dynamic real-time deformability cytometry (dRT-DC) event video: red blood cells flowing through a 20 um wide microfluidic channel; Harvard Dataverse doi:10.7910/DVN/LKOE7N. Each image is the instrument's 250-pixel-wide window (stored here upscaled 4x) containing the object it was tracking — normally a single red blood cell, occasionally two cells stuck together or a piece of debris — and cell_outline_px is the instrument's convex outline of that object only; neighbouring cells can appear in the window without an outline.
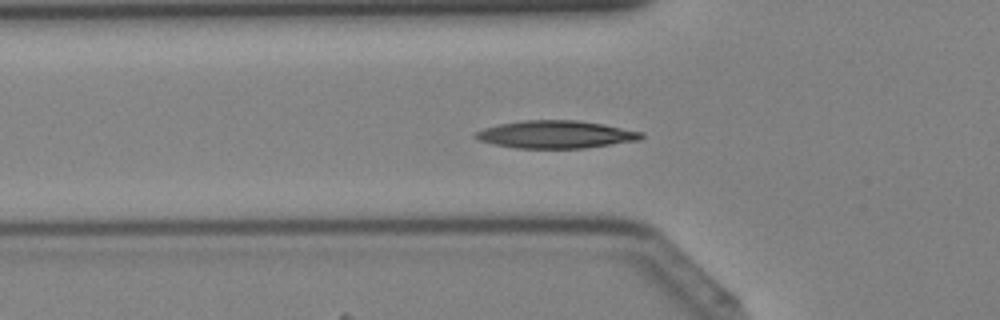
{"species": "Egyptian fruit bat (a non-hibernating species)", "species_latin": "Rousettus aegyptiacus", "temperature_condition": "cold", "stored_images_in_passage": 43, "camera_frame_rate_fps": 3000, "um_per_image_px": 0.085, "animal": {"sex": "female"}, "frame": {"image": 1, "passage_image": 15, "time_ms": 4.667, "image_size_px": [1000, 320], "cell_outline_px": [[644, 136], [640, 140], [584, 148], [516, 148], [492, 144], [480, 140], [472, 136], [476, 132], [484, 128], [500, 124], [524, 120], [580, 120], [604, 124], [644, 132]], "centroid_in_image_um": [47.27, 11.42], "position_along_channel_um": 78.5, "area_um2": 26.76}}
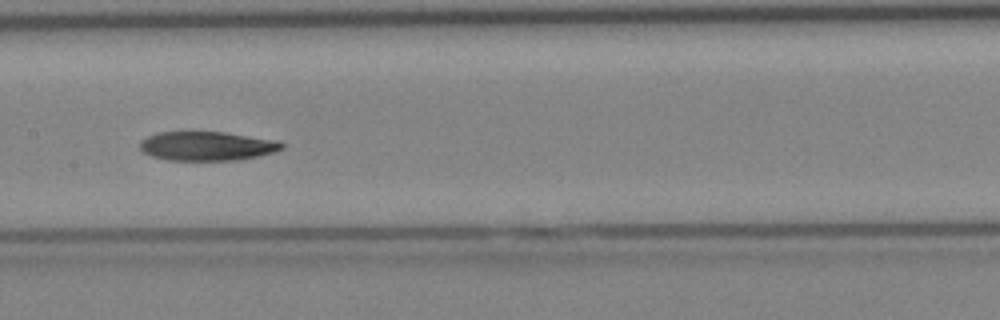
{"frame": {"image": 2, "passage_image": 22, "time_ms": 7.0, "image_size_px": [1000, 320], "cell_outline_px": [[284, 148], [276, 152], [260, 156], [240, 160], [168, 160], [152, 156], [140, 152], [140, 140], [148, 136], [160, 132], [224, 132], [280, 140], [284, 144]], "centroid_in_image_um": [17.64, 12.42], "position_along_channel_um": 189.8, "area_um2": 24.39}}
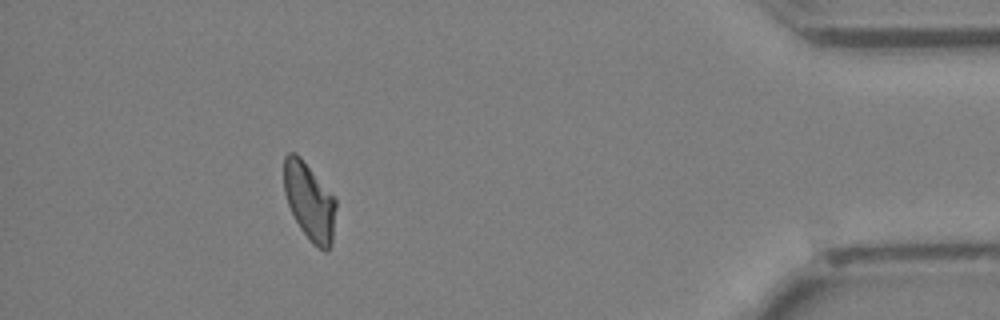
{"frame": {"image": 3, "passage_image": 39, "time_ms": 12.667, "image_size_px": [1000, 320], "cell_outline_px": [[336, 208], [332, 244], [328, 252], [324, 252], [312, 244], [300, 228], [288, 204], [284, 192], [284, 156], [288, 152], [296, 152], [300, 156], [336, 200]], "centroid_in_image_um": [26.3, 17.16], "position_along_channel_um": 408.9, "area_um2": 23.41}}